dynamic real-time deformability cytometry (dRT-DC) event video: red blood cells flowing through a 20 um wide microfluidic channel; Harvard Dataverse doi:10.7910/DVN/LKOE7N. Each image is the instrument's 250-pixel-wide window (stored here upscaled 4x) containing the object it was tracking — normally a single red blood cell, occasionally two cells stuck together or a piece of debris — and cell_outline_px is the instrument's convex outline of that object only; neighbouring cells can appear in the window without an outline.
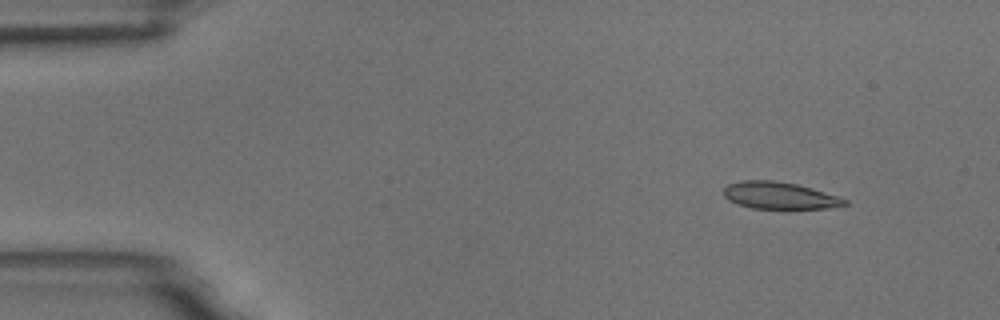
{"species": "common noctule bat (a hibernating species)", "species_latin": "Nyctalus noctula", "temperature_condition": "room temperature", "stored_images_in_passage": 5, "camera_frame_rate_fps": 3000, "um_per_image_px": 0.085, "animal": {"sex": "male", "body_mass_g": 18.8}, "frame": {"image": 1, "passage_image": 1, "time_ms": 0.0, "image_size_px": [1000, 320], "cell_outline_px": [[848, 204], [828, 208], [752, 208], [728, 200], [724, 196], [724, 188], [728, 184], [740, 180], [772, 180], [796, 184], [812, 188], [848, 200]], "centroid_in_image_um": [66.23, 16.61], "position_along_channel_um": 18.8, "area_um2": 18.79}}
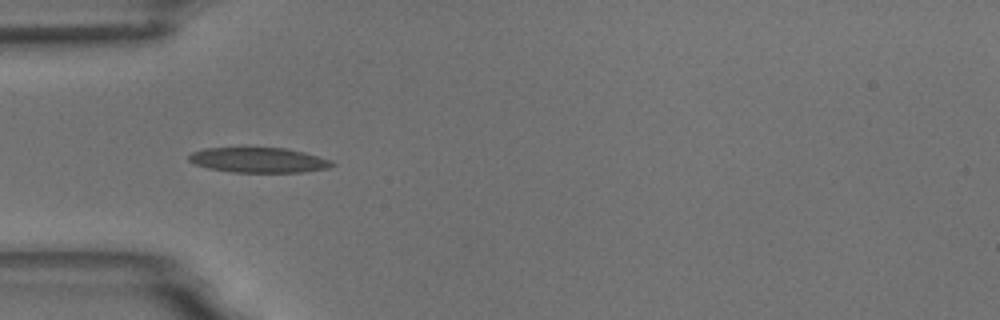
{"frame": {"image": 2, "passage_image": 4, "time_ms": 3.667, "image_size_px": [1000, 320], "cell_outline_px": [[336, 164], [328, 168], [304, 172], [232, 172], [208, 168], [196, 164], [188, 160], [188, 156], [192, 152], [204, 148], [284, 148], [304, 152], [332, 160]], "centroid_in_image_um": [22.0, 13.61], "position_along_channel_um": 63.0, "area_um2": 20.87}}